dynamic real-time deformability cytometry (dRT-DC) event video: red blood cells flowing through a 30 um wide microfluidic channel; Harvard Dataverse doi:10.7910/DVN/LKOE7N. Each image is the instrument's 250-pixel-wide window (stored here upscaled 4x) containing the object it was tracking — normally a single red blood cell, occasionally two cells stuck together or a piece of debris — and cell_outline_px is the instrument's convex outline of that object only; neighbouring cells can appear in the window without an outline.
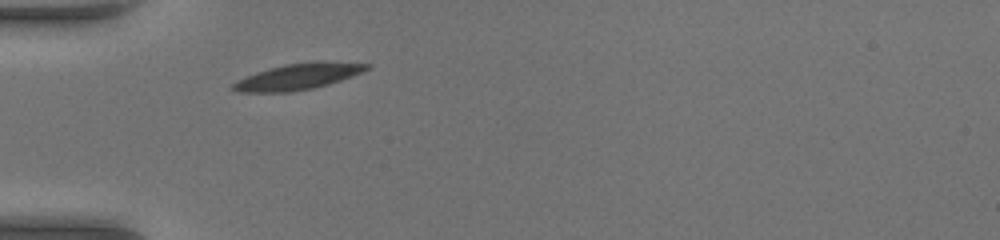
{"species": "common noctule bat (a hibernating species)", "species_latin": "Nyctalus noctula", "temperature_condition": "warm", "stored_images_in_passage": 33, "camera_frame_rate_fps": 3000, "um_per_image_px": 0.085, "animal": {"sex": "female", "body_mass_g": 17.0, "forearm_length_mm": 48.0}, "frame": {"image": 1, "passage_image": 1, "time_ms": 0.0, "image_size_px": [1000, 240], "cell_outline_px": [[372, 64], [364, 72], [328, 84], [312, 88], [288, 92], [236, 92], [228, 88], [236, 80], [256, 72], [284, 64]], "centroid_in_image_um": [25.16, 6.57], "position_along_channel_um": 59.8, "area_um2": 19.25}}
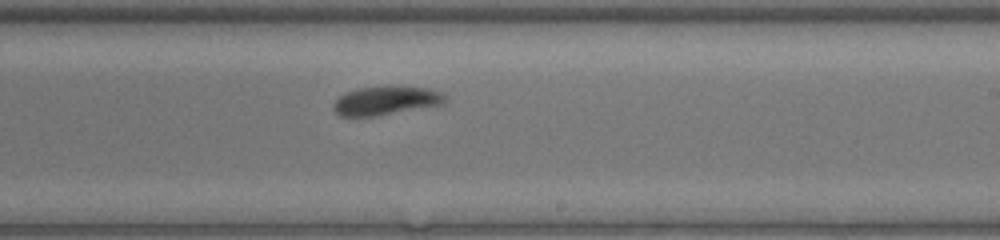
{"frame": {"image": 2, "passage_image": 15, "time_ms": 4.667, "image_size_px": [1000, 240], "cell_outline_px": [[448, 100], [444, 104], [376, 116], [340, 116], [332, 108], [332, 104], [344, 92], [356, 88], [388, 84], [428, 88], [444, 92], [448, 96]], "centroid_in_image_um": [32.85, 8.51], "position_along_channel_um": 256.2, "area_um2": 19.48}}
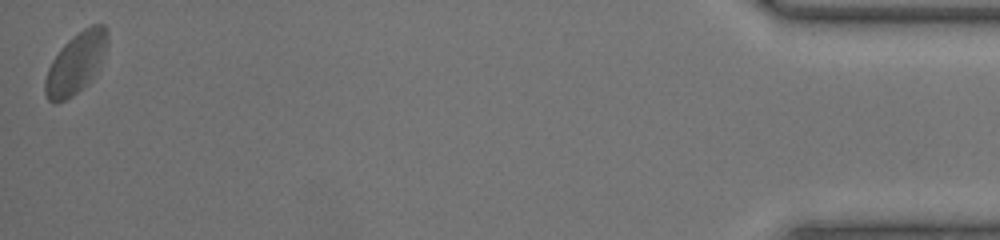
{"frame": {"image": 3, "passage_image": 33, "time_ms": 10.667, "image_size_px": [1000, 240], "cell_outline_px": [[108, 44], [96, 72], [88, 84], [72, 96], [56, 104], [52, 104], [48, 100], [44, 92], [44, 80], [48, 68], [52, 60], [60, 48], [72, 36], [84, 28], [92, 24], [104, 24], [108, 32]], "centroid_in_image_um": [6.44, 5.38], "position_along_channel_um": 428.8, "area_um2": 22.31}}